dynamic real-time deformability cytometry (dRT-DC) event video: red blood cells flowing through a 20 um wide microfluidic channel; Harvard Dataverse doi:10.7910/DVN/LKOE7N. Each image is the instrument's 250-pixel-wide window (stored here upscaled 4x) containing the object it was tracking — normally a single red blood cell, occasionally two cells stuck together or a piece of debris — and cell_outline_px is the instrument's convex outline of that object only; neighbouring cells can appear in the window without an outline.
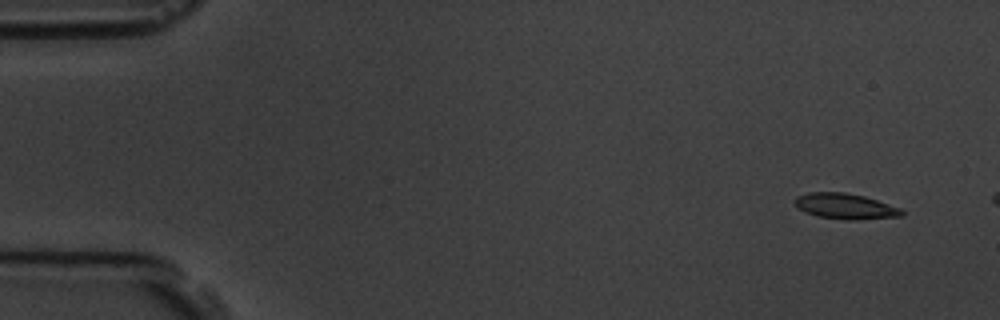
{"species": "common noctule bat (a hibernating species)", "species_latin": "Nyctalus noctula", "temperature_condition": "room temperature", "stored_images_in_passage": 5, "camera_frame_rate_fps": 3000, "um_per_image_px": 0.085, "animal": {"sex": "male", "body_mass_g": 19.5, "forearm_length_mm": 54.6}, "frame": {"image": 1, "passage_image": 2, "time_ms": 1.0, "image_size_px": [1000, 320], "cell_outline_px": [[904, 216], [856, 220], [848, 220], [816, 216], [804, 212], [792, 200], [796, 196], [808, 192], [844, 192], [864, 196], [900, 208], [904, 212]], "centroid_in_image_um": [71.83, 17.53], "position_along_channel_um": 13.2, "area_um2": 16.01}}